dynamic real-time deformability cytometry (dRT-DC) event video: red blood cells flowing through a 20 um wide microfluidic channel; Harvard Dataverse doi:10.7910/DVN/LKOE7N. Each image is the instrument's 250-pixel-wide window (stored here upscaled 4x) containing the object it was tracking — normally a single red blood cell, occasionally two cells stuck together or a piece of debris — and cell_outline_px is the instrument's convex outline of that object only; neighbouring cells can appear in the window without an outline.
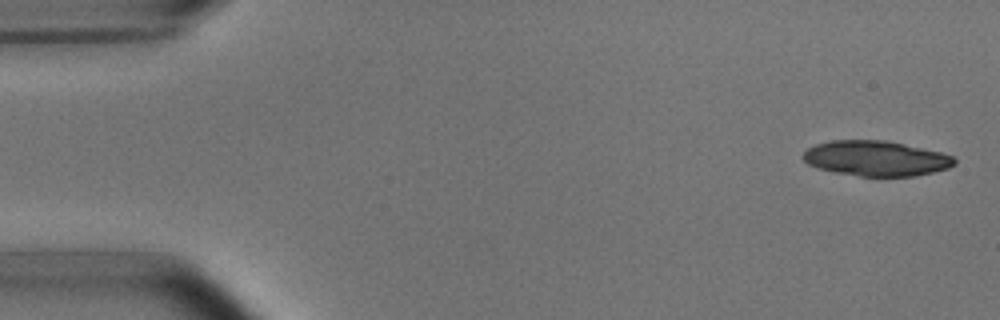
{"species": "common noctule bat (a hibernating species)", "species_latin": "Nyctalus noctula", "temperature_condition": "room temperature", "stored_images_in_passage": 5, "camera_frame_rate_fps": 3000, "um_per_image_px": 0.085, "animal": {"sex": "male", "body_mass_g": 15.6}, "frame": {"image": 1, "passage_image": 1, "time_ms": 0.0, "image_size_px": [1000, 320], "cell_outline_px": [[956, 164], [948, 168], [916, 176], [860, 176], [836, 172], [816, 168], [808, 164], [800, 156], [808, 148], [816, 144], [832, 140], [884, 140], [904, 144], [940, 152], [952, 156], [956, 160]], "centroid_in_image_um": [74.44, 13.46], "position_along_channel_um": 10.6, "area_um2": 30.98}}